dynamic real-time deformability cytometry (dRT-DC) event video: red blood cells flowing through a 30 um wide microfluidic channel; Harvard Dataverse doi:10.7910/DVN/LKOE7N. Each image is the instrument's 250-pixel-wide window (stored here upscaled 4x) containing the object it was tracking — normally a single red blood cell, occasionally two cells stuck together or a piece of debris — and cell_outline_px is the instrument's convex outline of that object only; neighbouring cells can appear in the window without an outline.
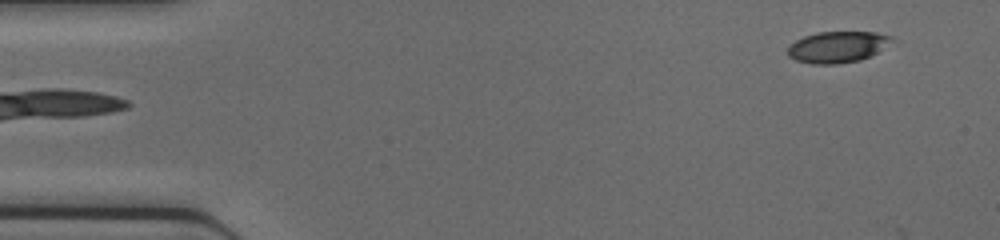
{"species": "common noctule bat (a hibernating species)", "species_latin": "Nyctalus noctula", "temperature_condition": "cold", "stored_images_in_passage": 3, "camera_frame_rate_fps": 3000, "um_per_image_px": 0.085, "animal": {"sex": "female", "body_mass_g": 17.0, "forearm_length_mm": 48.0}, "frame": {"image": 1, "passage_image": 1, "time_ms": 0.0, "image_size_px": [1000, 240], "cell_outline_px": [[892, 40], [876, 52], [860, 60], [836, 64], [812, 64], [796, 60], [788, 56], [788, 48], [796, 40], [804, 36], [816, 32], [876, 32], [892, 36]], "centroid_in_image_um": [71.14, 3.99], "position_along_channel_um": 13.9, "area_um2": 18.67}}